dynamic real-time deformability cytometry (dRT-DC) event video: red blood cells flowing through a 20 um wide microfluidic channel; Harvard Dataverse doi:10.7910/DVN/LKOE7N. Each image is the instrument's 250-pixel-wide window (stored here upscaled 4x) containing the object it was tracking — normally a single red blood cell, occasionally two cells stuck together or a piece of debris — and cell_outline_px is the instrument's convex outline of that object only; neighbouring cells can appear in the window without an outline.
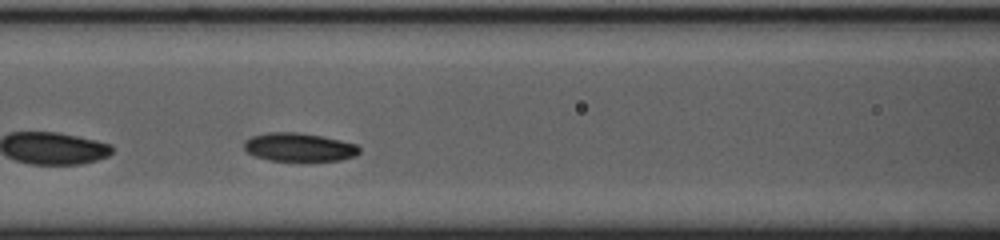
{"species": "common noctule bat (a hibernating species)", "species_latin": "Nyctalus noctula", "temperature_condition": "cold", "stored_images_in_passage": 34, "camera_frame_rate_fps": 3000, "um_per_image_px": 0.085, "animal": {"sex": "female", "body_mass_g": 23.0, "forearm_length_mm": 53.4}, "frame": {"image": 1, "passage_image": 13, "time_ms": 4.0, "image_size_px": [1000, 240], "cell_outline_px": [[360, 152], [356, 156], [340, 160], [308, 164], [268, 160], [256, 156], [248, 152], [244, 148], [244, 140], [252, 136], [268, 132], [296, 132], [320, 136], [340, 140], [356, 144], [360, 148]], "centroid_in_image_um": [25.45, 12.56], "position_along_channel_um": 141.2, "area_um2": 19.94}}
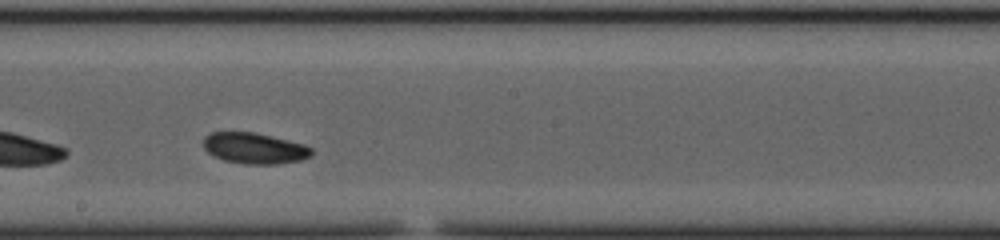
{"frame": {"image": 2, "passage_image": 20, "time_ms": 6.333, "image_size_px": [1000, 240], "cell_outline_px": [[312, 156], [300, 160], [276, 164], [244, 164], [224, 160], [208, 152], [204, 148], [204, 136], [212, 132], [256, 132], [304, 144], [312, 148]], "centroid_in_image_um": [21.65, 12.6], "position_along_channel_um": 226.6, "area_um2": 19.48}}
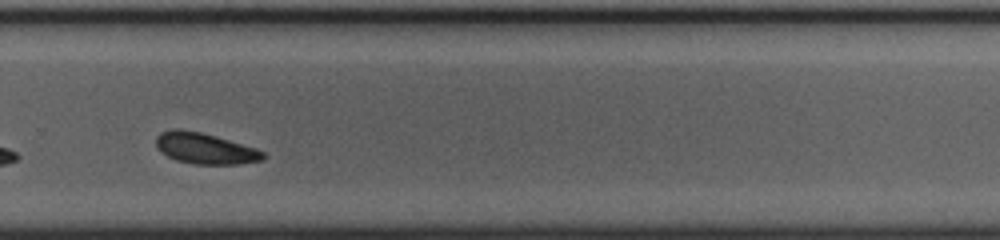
{"frame": {"image": 3, "passage_image": 27, "time_ms": 8.667, "image_size_px": [1000, 240], "cell_outline_px": [[264, 160], [240, 164], [192, 164], [176, 160], [160, 152], [156, 144], [156, 136], [160, 132], [176, 128], [180, 128], [200, 132], [216, 136], [256, 148], [264, 152]], "centroid_in_image_um": [17.41, 12.61], "position_along_channel_um": 312.4, "area_um2": 19.42}, "authors_computed_cell_mechanics": {"area_um2": 19.7965, "velocity_mm_per_s": 3.6731, "shape_relaxation_time_tau1_ms": 1.6484, "shape_relaxation_time_tau2_ms": null, "deformation_change_tau1": 0.0937, "deformation_change_tau2": null}}